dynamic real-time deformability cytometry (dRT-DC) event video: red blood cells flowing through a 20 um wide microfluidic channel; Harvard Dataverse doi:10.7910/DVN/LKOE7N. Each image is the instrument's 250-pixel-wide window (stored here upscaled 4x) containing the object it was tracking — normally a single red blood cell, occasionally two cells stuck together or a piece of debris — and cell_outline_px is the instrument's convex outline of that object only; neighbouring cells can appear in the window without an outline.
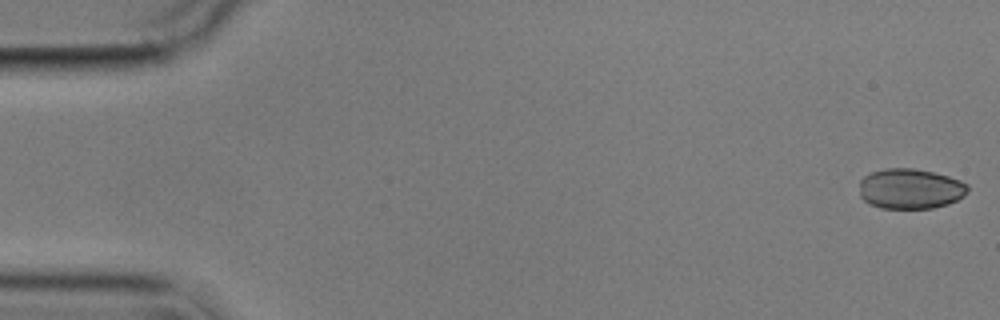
{"species": "common noctule bat (a hibernating species)", "species_latin": "Nyctalus noctula", "temperature_condition": "cold", "stored_images_in_passage": 4, "camera_frame_rate_fps": 3000, "um_per_image_px": 0.085, "animal": {"sex": "male", "body_mass_g": 17.9}, "frame": {"image": 1, "passage_image": 1, "time_ms": 0.0, "image_size_px": [1000, 320], "cell_outline_px": [[968, 192], [964, 196], [948, 204], [932, 208], [880, 208], [868, 204], [860, 196], [860, 180], [864, 176], [872, 172], [884, 168], [912, 168], [932, 172], [948, 176], [960, 180], [968, 184]], "centroid_in_image_um": [77.37, 16.04], "position_along_channel_um": 7.6, "area_um2": 25.55}}
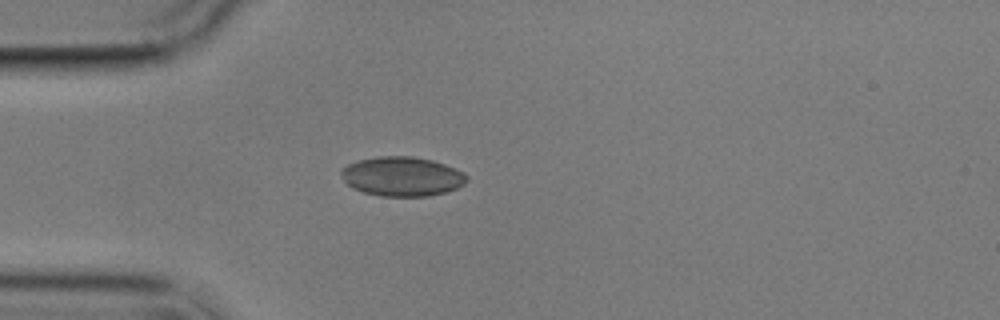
{"frame": {"image": 2, "passage_image": 4, "time_ms": 4.667, "image_size_px": [1000, 320], "cell_outline_px": [[468, 180], [464, 184], [456, 188], [444, 192], [428, 196], [380, 196], [364, 192], [352, 188], [344, 180], [340, 172], [340, 168], [356, 160], [376, 156], [412, 156], [432, 160], [444, 164], [464, 172], [468, 176]], "centroid_in_image_um": [34.16, 14.98], "position_along_channel_um": 50.8, "area_um2": 28.96}}